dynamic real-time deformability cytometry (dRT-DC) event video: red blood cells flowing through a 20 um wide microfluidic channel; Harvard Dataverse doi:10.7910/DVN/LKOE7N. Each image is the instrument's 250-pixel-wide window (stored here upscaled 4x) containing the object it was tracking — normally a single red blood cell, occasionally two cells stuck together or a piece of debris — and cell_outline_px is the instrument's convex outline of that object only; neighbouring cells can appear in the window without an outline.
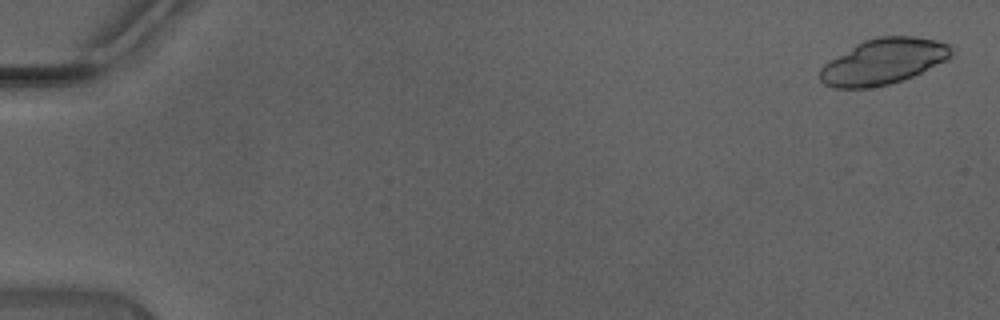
{"species": "Egyptian fruit bat (a non-hibernating species)", "species_latin": "Rousettus aegyptiacus", "temperature_condition": "warm", "stored_images_in_passage": 47, "camera_frame_rate_fps": 3000, "um_per_image_px": 0.085, "animal": {"sex": "male"}, "frame": {"image": 1, "passage_image": 2, "time_ms": 0.333, "image_size_px": [1000, 320], "cell_outline_px": [[952, 56], [912, 76], [888, 84], [864, 88], [836, 88], [824, 84], [820, 80], [820, 68], [824, 64], [856, 44], [864, 40], [880, 36], [912, 36], [936, 40], [948, 44], [952, 48]], "centroid_in_image_um": [75.06, 5.22], "position_along_channel_um": 9.9, "area_um2": 34.39}}
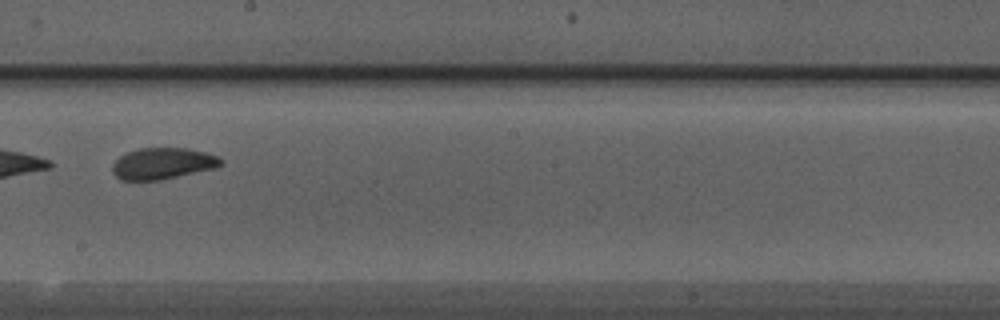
{"frame": {"image": 2, "passage_image": 29, "time_ms": 9.333, "image_size_px": [1000, 320], "cell_outline_px": [[224, 164], [216, 168], [160, 180], [120, 180], [112, 172], [112, 164], [120, 156], [128, 152], [140, 148], [188, 148], [204, 152], [216, 156], [224, 160]], "centroid_in_image_um": [13.84, 13.9], "position_along_channel_um": 234.4, "area_um2": 19.88}}
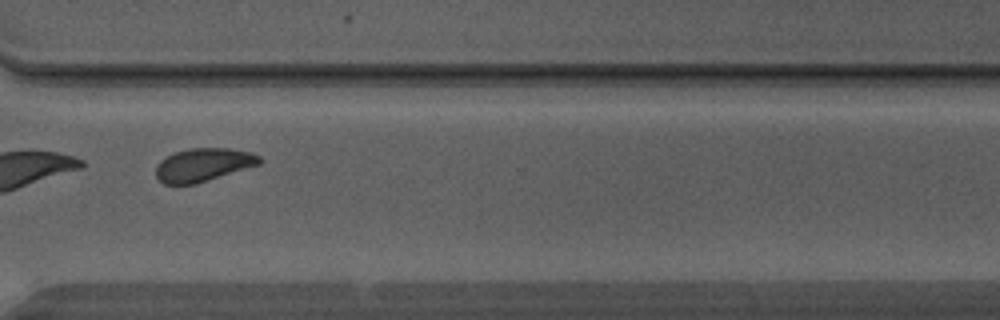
{"frame": {"image": 3, "passage_image": 37, "time_ms": 12.0, "image_size_px": [1000, 320], "cell_outline_px": [[264, 160], [260, 164], [196, 184], [164, 184], [156, 176], [156, 164], [160, 160], [176, 152], [188, 148], [228, 148], [252, 152], [260, 156]], "centroid_in_image_um": [17.3, 14.0], "position_along_channel_um": 353.3, "area_um2": 20.11}, "authors_computed_cell_mechanics": {"area_um2": 22.3108, "velocity_mm_per_s": 4.4546, "shape_relaxation_time_tau1_ms": 3.9295, "shape_relaxation_time_tau2_ms": null, "deformation_change_tau1": 0.1223, "deformation_change_tau2": null}}